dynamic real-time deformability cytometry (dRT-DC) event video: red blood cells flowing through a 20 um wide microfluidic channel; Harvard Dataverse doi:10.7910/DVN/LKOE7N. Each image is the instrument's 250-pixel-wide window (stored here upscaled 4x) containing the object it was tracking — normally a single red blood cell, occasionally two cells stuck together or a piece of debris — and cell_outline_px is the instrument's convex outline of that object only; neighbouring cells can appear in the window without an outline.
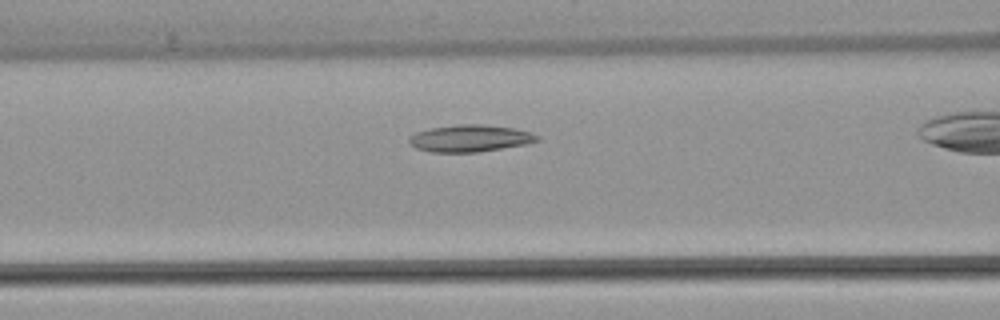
{"species": "common noctule bat (a hibernating species)", "species_latin": "Nyctalus noctula", "temperature_condition": "warm", "stored_images_in_passage": 26, "camera_frame_rate_fps": 3000, "um_per_image_px": 0.085, "animal": {"sex": "female", "body_mass_g": 22.7, "forearm_length_mm": 54.2}, "frame": {"image": 1, "passage_image": 5, "time_ms": 1.333, "image_size_px": [1000, 320], "cell_outline_px": [[540, 140], [528, 144], [476, 152], [432, 152], [416, 148], [408, 144], [408, 140], [416, 132], [432, 128], [460, 124], [480, 124], [512, 128], [532, 132], [540, 136]], "centroid_in_image_um": [39.98, 11.76], "position_along_channel_um": 126.6, "area_um2": 20.06}}
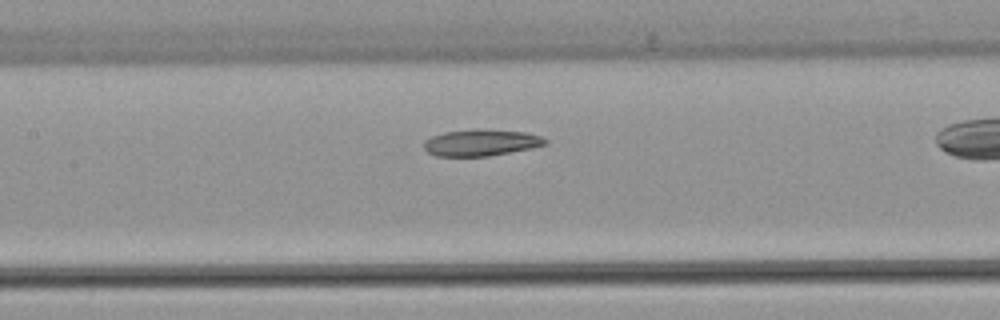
{"frame": {"image": 2, "passage_image": 8, "time_ms": 2.333, "image_size_px": [1000, 320], "cell_outline_px": [[548, 144], [532, 148], [488, 156], [436, 156], [428, 152], [424, 148], [424, 140], [432, 136], [444, 132], [476, 128], [524, 132], [540, 136], [548, 140]], "centroid_in_image_um": [40.89, 12.12], "position_along_channel_um": 166.5, "area_um2": 18.84}}